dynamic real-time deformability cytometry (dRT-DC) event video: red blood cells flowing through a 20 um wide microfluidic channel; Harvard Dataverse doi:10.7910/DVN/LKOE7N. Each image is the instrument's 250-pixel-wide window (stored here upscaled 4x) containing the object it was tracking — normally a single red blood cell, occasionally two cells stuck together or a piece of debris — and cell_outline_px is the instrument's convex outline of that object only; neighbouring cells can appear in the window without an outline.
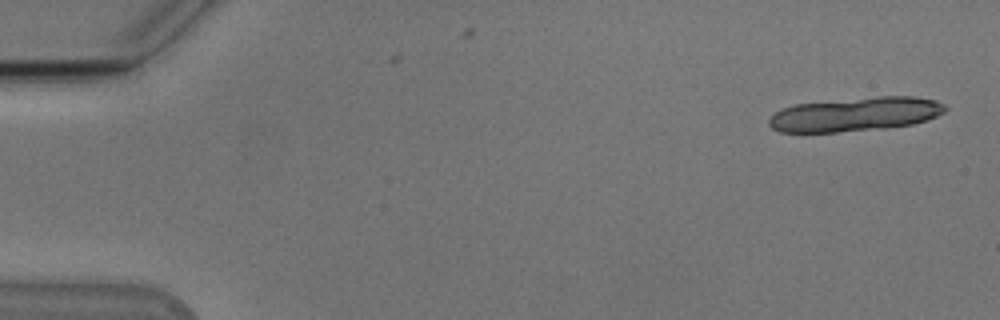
{"species": "Egyptian fruit bat (a non-hibernating species)", "species_latin": "Rousettus aegyptiacus", "temperature_condition": "cold", "stored_images_in_passage": 5, "camera_frame_rate_fps": 3000, "um_per_image_px": 0.085, "animal": {"sex": "male"}, "frame": {"image": 1, "passage_image": 1, "time_ms": 0.0, "image_size_px": [1000, 320], "cell_outline_px": [[948, 108], [944, 112], [936, 116], [912, 124], [884, 128], [836, 132], [780, 132], [772, 128], [768, 124], [768, 120], [776, 112], [784, 108], [796, 104], [876, 96], [916, 96], [936, 100], [944, 104]], "centroid_in_image_um": [72.72, 9.7], "position_along_channel_um": 12.3, "area_um2": 34.8}}